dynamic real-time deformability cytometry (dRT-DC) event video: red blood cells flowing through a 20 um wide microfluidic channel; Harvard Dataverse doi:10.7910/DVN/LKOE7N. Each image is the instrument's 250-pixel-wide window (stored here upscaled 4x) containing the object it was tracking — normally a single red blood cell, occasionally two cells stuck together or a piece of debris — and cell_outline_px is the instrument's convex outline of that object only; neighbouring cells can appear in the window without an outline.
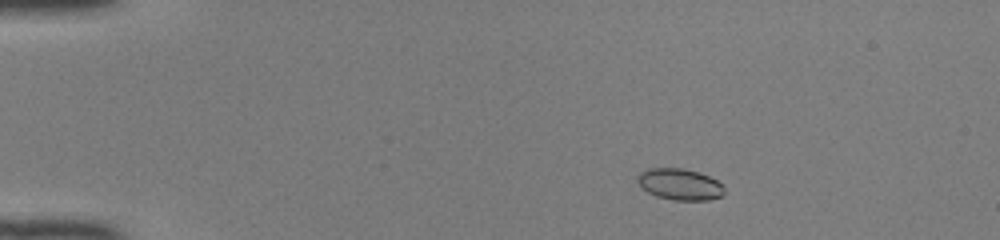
{"species": "common noctule bat (a hibernating species)", "species_latin": "Nyctalus noctula", "temperature_condition": "room temperature", "stored_images_in_passage": 47, "camera_frame_rate_fps": 3000, "um_per_image_px": 0.085, "animal": {"sex": "female", "body_mass_g": 22.0, "forearm_length_mm": 56.7}, "frame": {"image": 1, "passage_image": 6, "time_ms": 1.667, "image_size_px": [1000, 240], "cell_outline_px": [[724, 192], [720, 196], [708, 200], [676, 200], [656, 196], [640, 188], [636, 180], [636, 176], [640, 172], [648, 168], [684, 168], [700, 172], [724, 184]], "centroid_in_image_um": [57.75, 15.65], "position_along_channel_um": 27.3, "area_um2": 16.07}}
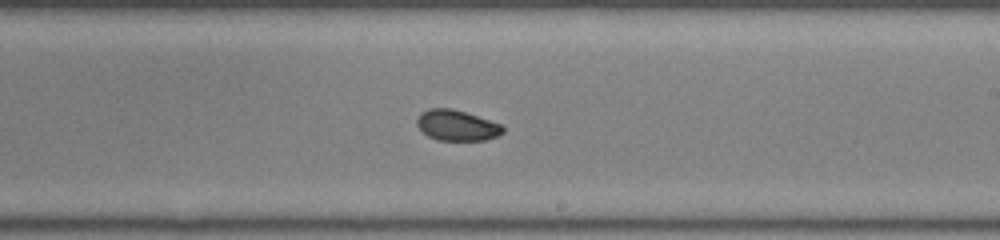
{"frame": {"image": 2, "passage_image": 28, "time_ms": 9.0, "image_size_px": [1000, 240], "cell_outline_px": [[504, 132], [496, 136], [484, 140], [436, 140], [428, 136], [416, 124], [416, 120], [420, 112], [428, 108], [452, 108], [500, 124], [504, 128]], "centroid_in_image_um": [38.78, 10.65], "position_along_channel_um": 250.2, "area_um2": 15.2}}
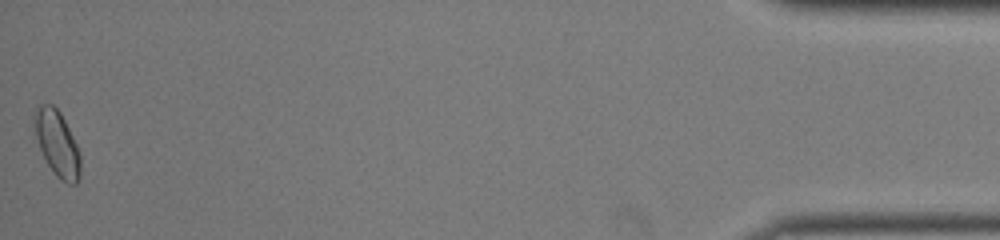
{"frame": {"image": 3, "passage_image": 47, "time_ms": 15.333, "image_size_px": [1000, 240], "cell_outline_px": [[80, 176], [76, 184], [68, 184], [60, 180], [56, 176], [48, 164], [40, 148], [32, 124], [32, 116], [36, 104], [52, 104], [60, 112], [80, 152]], "centroid_in_image_um": [4.83, 12.17], "position_along_channel_um": 430.4, "area_um2": 17.69}, "authors_computed_cell_mechanics": {"area_um2": 15.895, "velocity_mm_per_s": 4.1438, "shape_relaxation_time_tau1_ms": 10.3881, "shape_relaxation_time_tau2_ms": 1.548, "deformation_change_tau1": 0.1614, "deformation_change_tau2": 0.0375}}